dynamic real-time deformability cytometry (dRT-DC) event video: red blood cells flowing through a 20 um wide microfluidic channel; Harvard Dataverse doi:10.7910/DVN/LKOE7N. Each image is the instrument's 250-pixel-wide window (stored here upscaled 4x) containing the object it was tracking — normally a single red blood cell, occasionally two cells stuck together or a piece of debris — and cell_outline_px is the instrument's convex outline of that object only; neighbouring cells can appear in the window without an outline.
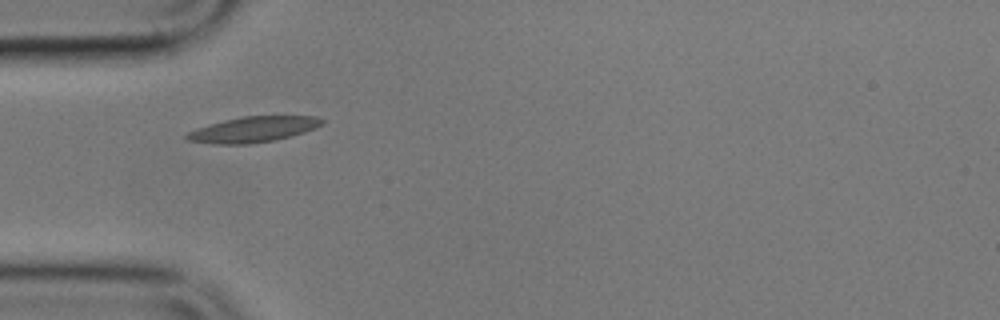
{"species": "common noctule bat (a hibernating species)", "species_latin": "Nyctalus noctula", "temperature_condition": "cold", "stored_images_in_passage": 1, "camera_frame_rate_fps": 3000, "um_per_image_px": 0.085, "animal": {"sex": "male", "body_mass_g": 17.9}, "frame": {"image": 1, "passage_image": 1, "time_ms": 0.0, "image_size_px": [1000, 320], "cell_outline_px": [[324, 124], [316, 128], [292, 136], [252, 144], [216, 144], [188, 140], [184, 136], [188, 132], [196, 128], [208, 124], [240, 116], [316, 116], [324, 120]], "centroid_in_image_um": [21.53, 10.99], "position_along_channel_um": 63.5, "area_um2": 20.23}}